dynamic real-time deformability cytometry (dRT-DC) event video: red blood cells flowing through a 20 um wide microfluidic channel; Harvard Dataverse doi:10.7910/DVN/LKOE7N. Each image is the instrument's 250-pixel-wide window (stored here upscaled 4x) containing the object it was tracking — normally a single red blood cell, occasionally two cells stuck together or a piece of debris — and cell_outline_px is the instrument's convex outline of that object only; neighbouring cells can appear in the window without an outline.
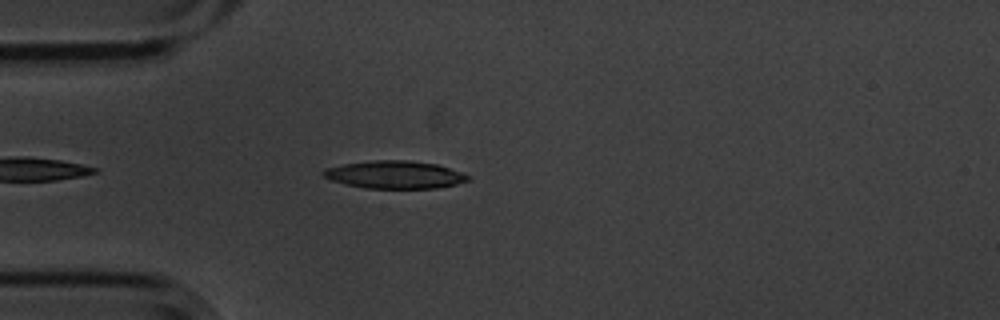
{"species": "common noctule bat (a hibernating species)", "species_latin": "Nyctalus noctula", "temperature_condition": "cold", "stored_images_in_passage": 29, "camera_frame_rate_fps": 3000, "um_per_image_px": 0.085, "animal": {"sex": "male", "body_mass_g": 20.1, "forearm_length_mm": 53.5}, "frame": {"image": 1, "passage_image": 4, "time_ms": 1.0, "image_size_px": [1000, 320], "cell_outline_px": [[468, 180], [456, 184], [436, 188], [364, 188], [344, 184], [332, 180], [324, 176], [320, 172], [324, 168], [344, 164], [376, 160], [408, 160], [436, 164], [460, 172], [468, 176]], "centroid_in_image_um": [33.5, 14.85], "position_along_channel_um": 51.5, "area_um2": 23.12}}
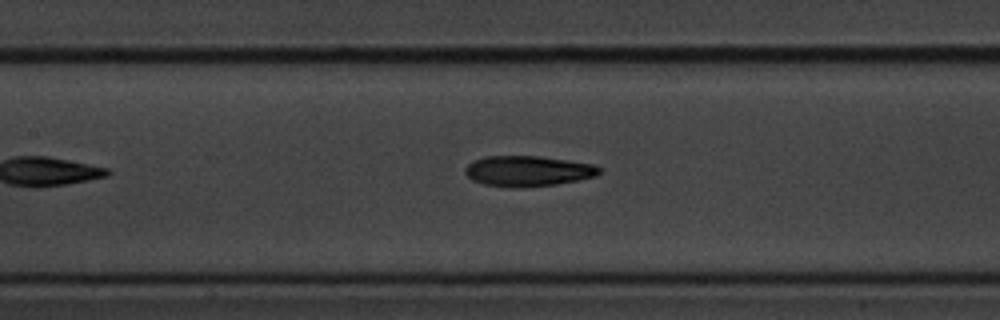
{"frame": {"image": 2, "passage_image": 14, "time_ms": 4.333, "image_size_px": [1000, 320], "cell_outline_px": [[600, 172], [596, 176], [556, 184], [520, 188], [508, 188], [484, 184], [472, 180], [464, 172], [464, 168], [468, 164], [484, 156], [540, 156], [568, 160], [592, 164], [600, 168]], "centroid_in_image_um": [44.83, 14.54], "position_along_channel_um": 162.6, "area_um2": 23.87}}
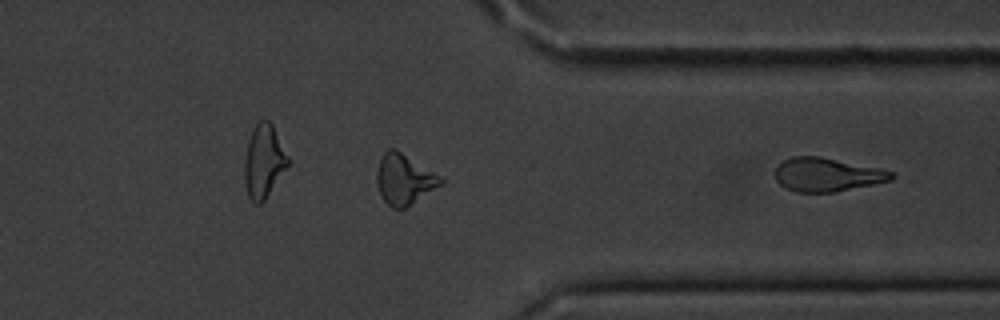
{"frame": {"image": 3, "passage_image": 29, "time_ms": 9.333, "image_size_px": [1000, 320], "cell_outline_px": [[896, 176], [892, 180], [832, 192], [796, 192], [784, 188], [776, 180], [776, 168], [784, 160], [792, 156], [820, 156], [880, 168], [896, 172]], "centroid_in_image_um": [70.32, 14.84], "position_along_channel_um": 341.1, "area_um2": 22.77}}